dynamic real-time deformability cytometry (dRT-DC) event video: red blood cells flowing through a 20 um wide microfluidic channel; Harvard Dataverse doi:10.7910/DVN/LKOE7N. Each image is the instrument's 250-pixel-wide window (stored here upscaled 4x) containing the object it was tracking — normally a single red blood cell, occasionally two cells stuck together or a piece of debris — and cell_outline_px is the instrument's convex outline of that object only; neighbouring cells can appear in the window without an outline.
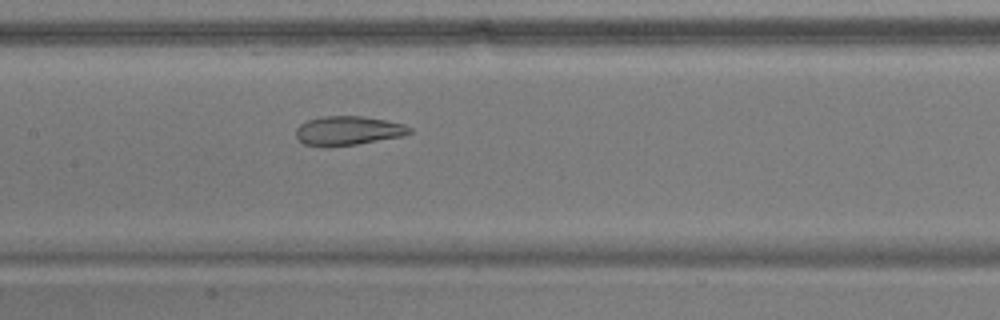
{"species": "common noctule bat (a hibernating species)", "species_latin": "Nyctalus noctula", "temperature_condition": "warm", "stored_images_in_passage": 46, "camera_frame_rate_fps": 3000, "um_per_image_px": 0.085, "animal": {"sex": "male", "body_mass_g": 17.9}, "frame": {"image": 1, "passage_image": 18, "time_ms": 5.667, "image_size_px": [1000, 320], "cell_outline_px": [[412, 132], [400, 136], [356, 144], [328, 148], [324, 148], [304, 144], [296, 136], [296, 128], [300, 124], [308, 120], [324, 116], [364, 116], [388, 120], [404, 124], [412, 128]], "centroid_in_image_um": [29.56, 11.11], "position_along_channel_um": 177.8, "area_um2": 19.42}}
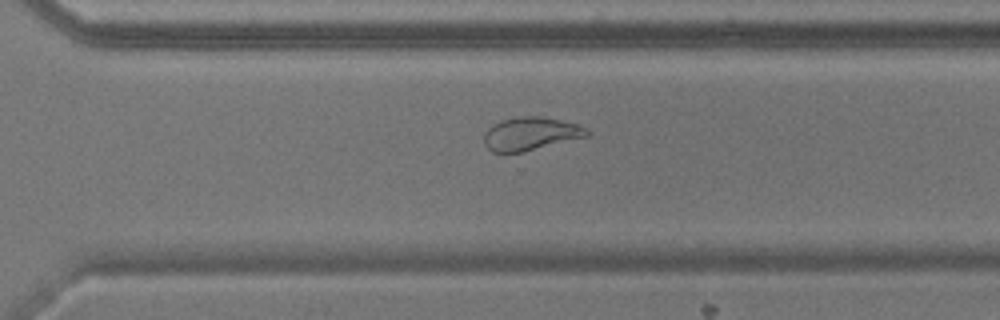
{"frame": {"image": 2, "passage_image": 30, "time_ms": 9.667, "image_size_px": [1000, 320], "cell_outline_px": [[588, 136], [524, 152], [492, 152], [484, 144], [484, 132], [492, 124], [504, 120], [520, 116], [540, 116], [560, 120], [576, 124], [588, 128]], "centroid_in_image_um": [45.09, 11.37], "position_along_channel_um": 325.5, "area_um2": 19.83}}
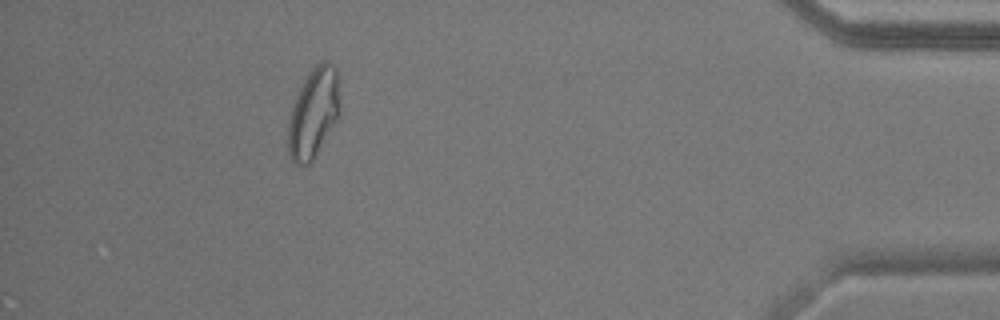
{"frame": {"image": 3, "passage_image": 41, "time_ms": 13.333, "image_size_px": [1000, 320], "cell_outline_px": [[340, 112], [336, 120], [312, 160], [308, 164], [296, 164], [292, 160], [288, 152], [288, 124], [292, 108], [296, 96], [304, 80], [312, 68], [320, 60], [328, 60], [336, 68], [340, 80]], "centroid_in_image_um": [26.68, 9.53], "position_along_channel_um": 408.5, "area_um2": 27.05}, "authors_computed_cell_mechanics": {"area_um2": 22.7732, "velocity_mm_per_s": 3.7096, "shape_relaxation_time_tau1_ms": null, "shape_relaxation_time_tau2_ms": 1.1935, "deformation_change_tau1": null, "deformation_change_tau2": 0.0855}}